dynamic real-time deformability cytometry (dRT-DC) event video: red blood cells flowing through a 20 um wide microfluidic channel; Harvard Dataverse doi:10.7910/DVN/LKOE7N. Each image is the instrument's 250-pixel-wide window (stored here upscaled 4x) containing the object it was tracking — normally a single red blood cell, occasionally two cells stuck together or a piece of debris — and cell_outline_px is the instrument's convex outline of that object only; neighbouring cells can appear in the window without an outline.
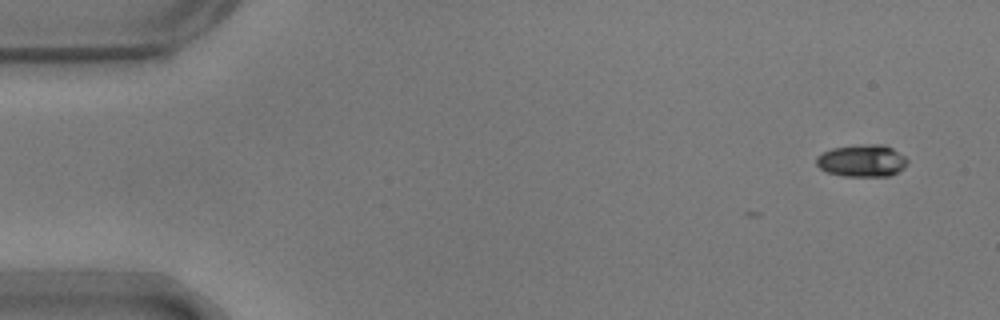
{"species": "common noctule bat (a hibernating species)", "species_latin": "Nyctalus noctula", "temperature_condition": "warm", "stored_images_in_passage": 40, "camera_frame_rate_fps": 3000, "um_per_image_px": 0.085, "animal": {"sex": "male", "body_mass_g": 17.9}, "frame": {"image": 1, "passage_image": 1, "time_ms": 0.0, "image_size_px": [1000, 320], "cell_outline_px": [[908, 164], [904, 168], [888, 176], [844, 176], [828, 172], [820, 168], [816, 164], [816, 156], [832, 148], [868, 144], [884, 144], [892, 148], [904, 156], [908, 160]], "centroid_in_image_um": [73.28, 13.66], "position_along_channel_um": 11.7, "area_um2": 16.99}}
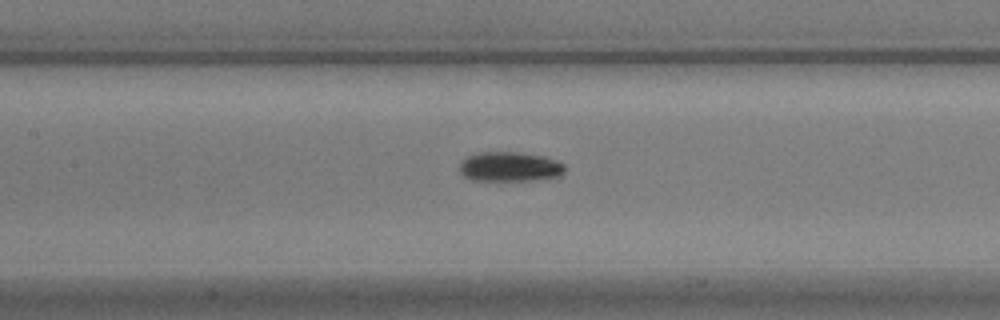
{"frame": {"image": 2, "passage_image": 23, "time_ms": 7.333, "image_size_px": [1000, 320], "cell_outline_px": [[564, 172], [560, 176], [536, 180], [472, 180], [464, 176], [460, 172], [460, 160], [476, 152], [516, 152], [544, 156], [556, 160], [564, 164]], "centroid_in_image_um": [43.31, 14.16], "position_along_channel_um": 164.1, "area_um2": 18.26}}
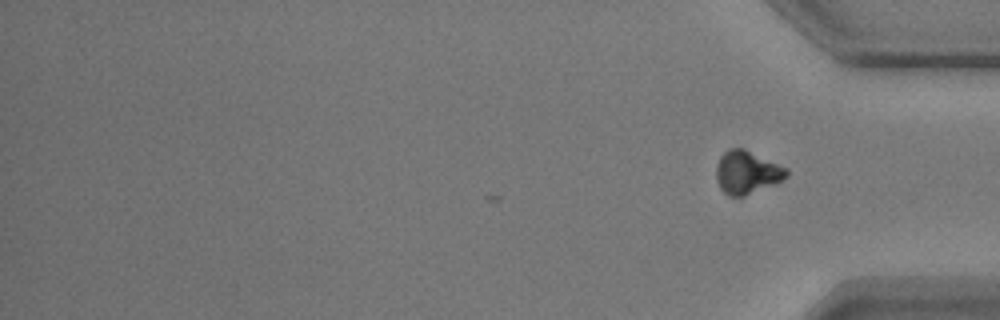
{"frame": {"image": 3, "passage_image": 40, "time_ms": 13.0, "image_size_px": [1000, 320], "cell_outline_px": [[788, 176], [784, 180], [744, 196], [728, 196], [720, 188], [716, 180], [716, 164], [720, 156], [728, 148], [744, 148], [788, 168]], "centroid_in_image_um": [63.48, 14.64], "position_along_channel_um": 371.7, "area_um2": 17.8}, "authors_computed_cell_mechanics": {"area_um2": 17.7446, "velocity_mm_per_s": 3.7046, "shape_relaxation_time_tau1_ms": 2.4141, "shape_relaxation_time_tau2_ms": null, "deformation_change_tau1": 0.1265, "deformation_change_tau2": null}}